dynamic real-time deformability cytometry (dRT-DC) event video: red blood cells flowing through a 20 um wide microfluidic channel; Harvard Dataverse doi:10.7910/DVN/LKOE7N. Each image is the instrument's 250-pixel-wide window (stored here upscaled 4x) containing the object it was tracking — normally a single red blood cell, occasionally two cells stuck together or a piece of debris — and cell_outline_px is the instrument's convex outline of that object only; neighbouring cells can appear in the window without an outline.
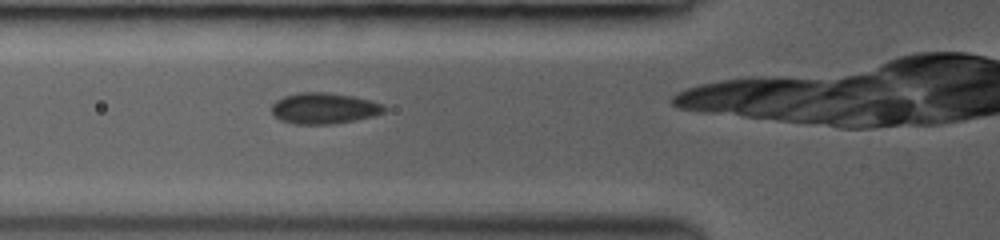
{"species": "common noctule bat (a hibernating species)", "species_latin": "Nyctalus noctula", "temperature_condition": "room temperature", "stored_images_in_passage": 9, "camera_frame_rate_fps": 3000, "um_per_image_px": 0.085, "animal": {"sex": "female", "body_mass_g": 19.0, "forearm_length_mm": 53.3}, "frame": {"image": 1, "passage_image": 6, "time_ms": 2.333, "image_size_px": [1000, 240], "cell_outline_px": [[388, 108], [384, 112], [372, 116], [356, 120], [332, 124], [296, 124], [280, 120], [272, 116], [272, 104], [276, 100], [284, 96], [300, 92], [324, 92], [352, 96], [384, 104]], "centroid_in_image_um": [27.53, 9.21], "position_along_channel_um": 98.3, "area_um2": 20.4}}
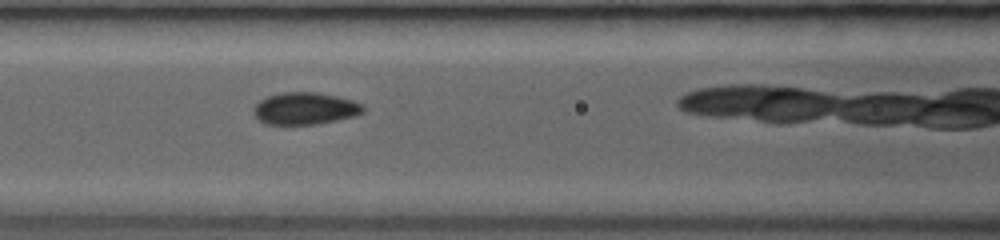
{"frame": {"image": 2, "passage_image": 9, "time_ms": 3.333, "image_size_px": [1000, 240], "cell_outline_px": [[364, 112], [356, 116], [316, 124], [264, 124], [252, 112], [252, 108], [260, 100], [268, 96], [284, 92], [316, 92], [336, 96], [352, 100], [364, 104]], "centroid_in_image_um": [25.94, 9.22], "position_along_channel_um": 140.7, "area_um2": 20.52}}